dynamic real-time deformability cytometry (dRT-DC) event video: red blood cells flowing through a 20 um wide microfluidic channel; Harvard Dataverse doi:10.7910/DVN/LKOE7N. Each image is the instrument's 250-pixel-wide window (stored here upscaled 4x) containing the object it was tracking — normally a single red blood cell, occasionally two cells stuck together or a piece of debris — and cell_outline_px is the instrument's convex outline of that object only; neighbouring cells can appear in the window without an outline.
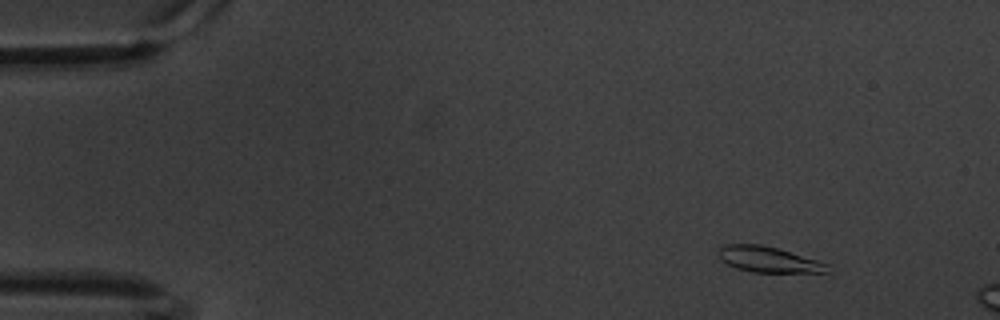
{"species": "common noctule bat (a hibernating species)", "species_latin": "Nyctalus noctula", "temperature_condition": "warm", "stored_images_in_passage": 11, "camera_frame_rate_fps": 3000, "um_per_image_px": 0.085, "animal": {"sex": "male", "body_mass_g": 20.1, "forearm_length_mm": 53.5}, "frame": {"image": 1, "passage_image": 4, "time_ms": 1.0, "image_size_px": [1000, 320], "cell_outline_px": [[828, 272], [752, 272], [736, 268], [720, 260], [716, 252], [724, 244], [760, 244], [776, 248], [816, 260], [828, 264]], "centroid_in_image_um": [65.24, 22.05], "position_along_channel_um": 19.8, "area_um2": 16.13}}